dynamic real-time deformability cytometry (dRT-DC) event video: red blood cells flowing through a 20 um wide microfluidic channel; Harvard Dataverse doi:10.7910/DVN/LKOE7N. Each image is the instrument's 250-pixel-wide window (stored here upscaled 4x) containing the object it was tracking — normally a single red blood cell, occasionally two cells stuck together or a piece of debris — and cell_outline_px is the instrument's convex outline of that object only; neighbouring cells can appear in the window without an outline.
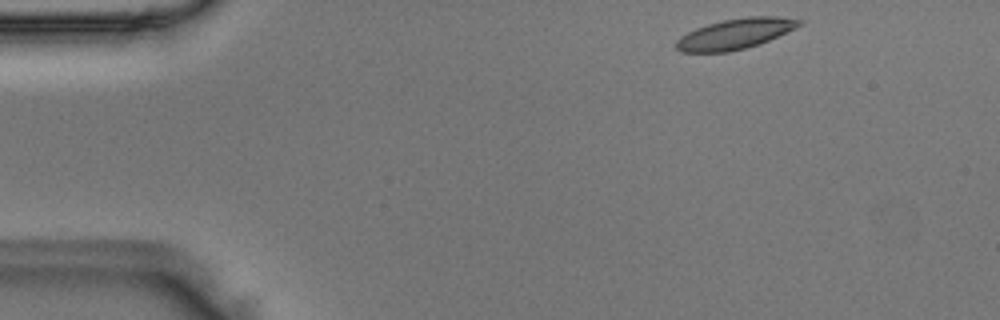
{"species": "Egyptian fruit bat (a non-hibernating species)", "species_latin": "Rousettus aegyptiacus", "temperature_condition": "room temperature", "stored_images_in_passage": 7, "camera_frame_rate_fps": 3000, "um_per_image_px": 0.085, "animal": {"sex": "male"}, "frame": {"image": 1, "passage_image": 1, "time_ms": 0.0, "image_size_px": [1000, 320], "cell_outline_px": [[804, 24], [796, 28], [760, 44], [728, 52], [680, 52], [676, 48], [676, 40], [680, 36], [696, 28], [708, 24], [724, 20], [748, 16], [776, 16], [804, 20]], "centroid_in_image_um": [62.52, 2.87], "position_along_channel_um": 22.5, "area_um2": 21.85}}